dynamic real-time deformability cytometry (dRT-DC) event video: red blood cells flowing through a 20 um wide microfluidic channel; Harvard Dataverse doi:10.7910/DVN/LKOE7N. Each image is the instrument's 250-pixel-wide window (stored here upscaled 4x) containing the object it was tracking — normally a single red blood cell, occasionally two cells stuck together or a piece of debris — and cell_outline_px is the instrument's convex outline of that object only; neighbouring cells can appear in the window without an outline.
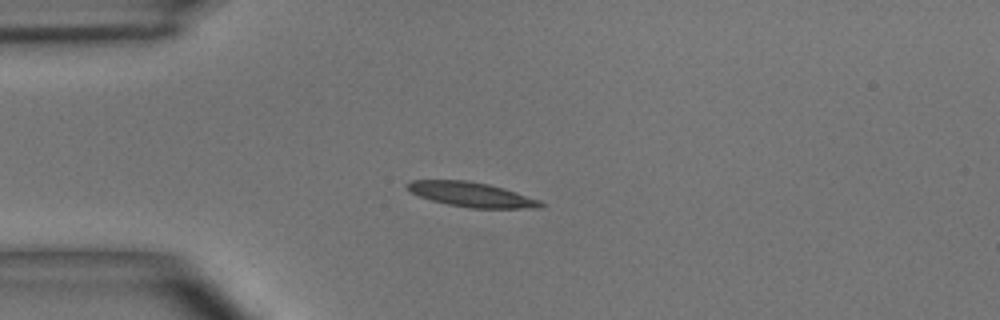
{"species": "common noctule bat (a hibernating species)", "species_latin": "Nyctalus noctula", "temperature_condition": "room temperature", "stored_images_in_passage": 2, "camera_frame_rate_fps": 3000, "um_per_image_px": 0.085, "animal": {"sex": "male", "body_mass_g": 15.6}, "frame": {"image": 1, "passage_image": 2, "time_ms": 1.333, "image_size_px": [1000, 320], "cell_outline_px": [[548, 204], [544, 208], [468, 208], [448, 204], [432, 200], [420, 196], [412, 192], [404, 184], [412, 180], [468, 180], [488, 184], [504, 188], [540, 200]], "centroid_in_image_um": [40.14, 16.54], "position_along_channel_um": 44.9, "area_um2": 19.25}}